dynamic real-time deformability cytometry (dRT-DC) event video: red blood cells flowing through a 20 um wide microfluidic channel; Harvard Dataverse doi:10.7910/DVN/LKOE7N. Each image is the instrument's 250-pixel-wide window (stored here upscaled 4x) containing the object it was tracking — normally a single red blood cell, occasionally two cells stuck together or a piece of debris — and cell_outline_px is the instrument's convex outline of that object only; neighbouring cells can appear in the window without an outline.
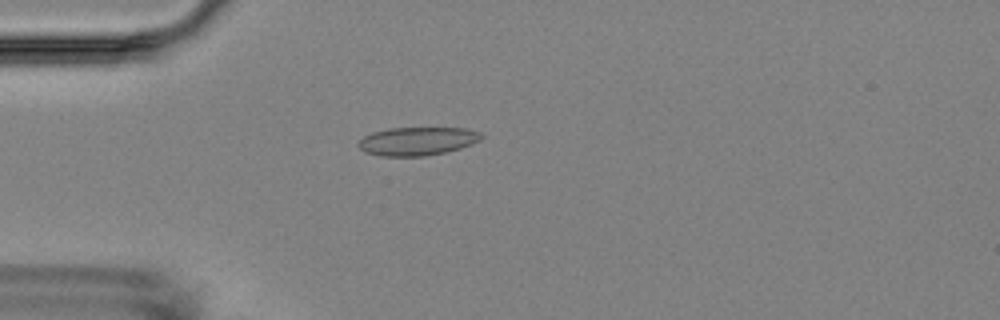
{"species": "Egyptian fruit bat (a non-hibernating species)", "species_latin": "Rousettus aegyptiacus", "temperature_condition": "room temperature", "stored_images_in_passage": 6, "camera_frame_rate_fps": 3000, "um_per_image_px": 0.085, "animal": {"sex": "female"}, "frame": {"image": 1, "passage_image": 1, "time_ms": 0.0, "image_size_px": [1000, 320], "cell_outline_px": [[484, 136], [480, 140], [472, 144], [448, 152], [424, 156], [380, 156], [364, 152], [356, 144], [364, 136], [372, 132], [388, 128], [468, 128], [480, 132]], "centroid_in_image_um": [35.48, 12.0], "position_along_channel_um": 49.5, "area_um2": 20.52}}
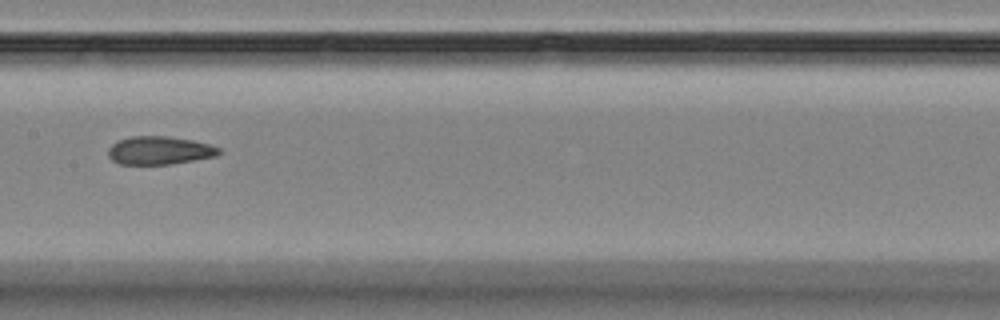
{"frame": {"image": 2, "passage_image": 5, "time_ms": 4.333, "image_size_px": [1000, 320], "cell_outline_px": [[220, 152], [216, 156], [172, 164], [120, 164], [112, 160], [108, 156], [108, 148], [116, 140], [132, 136], [168, 136], [192, 140], [208, 144], [220, 148]], "centroid_in_image_um": [13.52, 12.78], "position_along_channel_um": 193.9, "area_um2": 18.21}}
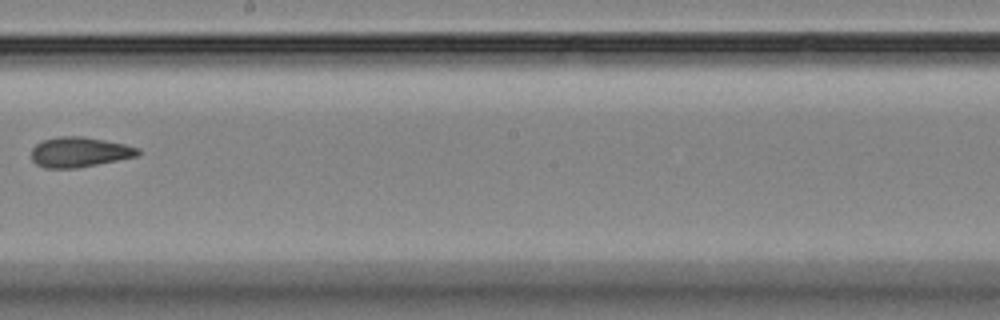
{"frame": {"image": 3, "passage_image": 6, "time_ms": 5.667, "image_size_px": [1000, 320], "cell_outline_px": [[140, 156], [76, 168], [44, 168], [36, 164], [32, 160], [32, 148], [36, 144], [44, 140], [60, 136], [84, 136], [124, 144], [140, 148]], "centroid_in_image_um": [6.77, 12.93], "position_along_channel_um": 241.4, "area_um2": 18.73}}